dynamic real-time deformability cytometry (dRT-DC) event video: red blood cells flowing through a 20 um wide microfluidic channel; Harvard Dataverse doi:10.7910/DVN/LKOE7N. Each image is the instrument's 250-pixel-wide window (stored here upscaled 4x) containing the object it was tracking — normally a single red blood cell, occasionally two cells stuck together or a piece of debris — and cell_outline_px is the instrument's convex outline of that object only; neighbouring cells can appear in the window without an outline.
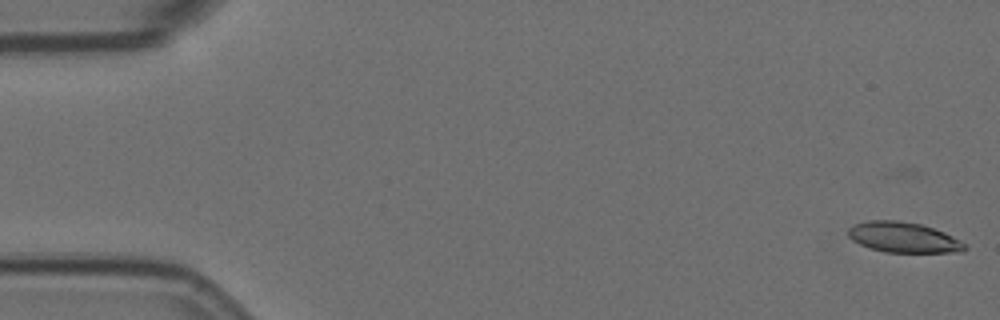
{"species": "Egyptian fruit bat (a non-hibernating species)", "species_latin": "Rousettus aegyptiacus", "temperature_condition": "room temperature", "stored_images_in_passage": 17, "camera_frame_rate_fps": 3000, "um_per_image_px": 0.085, "animal": {"sex": "female"}, "frame": {"image": 1, "passage_image": 1, "time_ms": 0.0, "image_size_px": [1000, 320], "cell_outline_px": [[968, 248], [964, 252], [884, 252], [868, 248], [852, 240], [848, 236], [848, 228], [852, 224], [868, 220], [896, 220], [920, 224], [944, 232], [960, 240]], "centroid_in_image_um": [76.76, 20.18], "position_along_channel_um": 8.2, "area_um2": 20.75}}
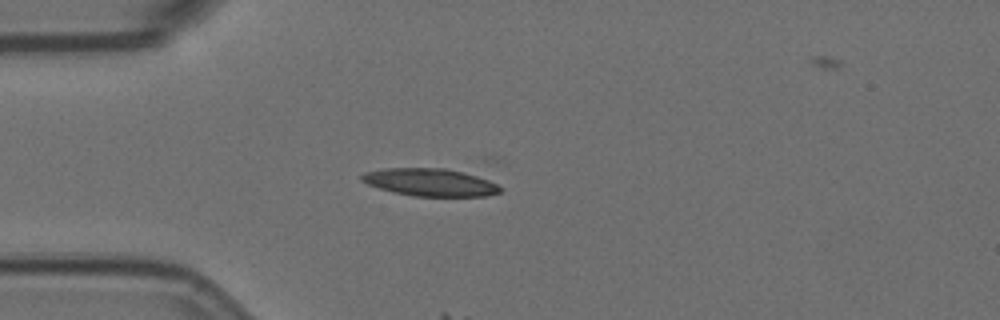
{"frame": {"image": 2, "passage_image": 15, "time_ms": 4.667, "image_size_px": [1000, 320], "cell_outline_px": [[504, 188], [500, 192], [488, 196], [412, 196], [392, 192], [368, 184], [360, 180], [360, 176], [364, 172], [384, 168], [444, 168], [464, 172], [488, 180]], "centroid_in_image_um": [36.55, 15.5], "position_along_channel_um": 48.4, "area_um2": 22.31}}